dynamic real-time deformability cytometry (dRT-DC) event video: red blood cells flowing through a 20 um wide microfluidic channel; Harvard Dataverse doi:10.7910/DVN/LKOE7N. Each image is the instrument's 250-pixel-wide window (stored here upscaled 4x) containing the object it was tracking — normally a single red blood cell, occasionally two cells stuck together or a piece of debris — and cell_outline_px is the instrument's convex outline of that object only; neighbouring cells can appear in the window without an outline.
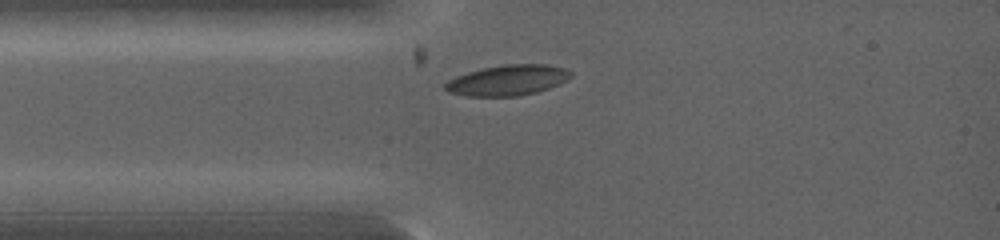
{"species": "common noctule bat (a hibernating species)", "species_latin": "Nyctalus noctula", "temperature_condition": "warm", "stored_images_in_passage": 10, "camera_frame_rate_fps": 5000, "um_per_image_px": 0.085, "animal": {"sex": "female", "body_mass_g": 19.0, "forearm_length_mm": 53.3}, "frame": {"image": 1, "passage_image": 1, "time_ms": 0.0, "image_size_px": [1000, 240], "cell_outline_px": [[572, 76], [568, 80], [548, 88], [536, 92], [516, 96], [468, 96], [448, 92], [444, 88], [444, 84], [448, 80], [456, 76], [468, 72], [484, 68], [504, 64], [548, 64], [564, 68], [572, 72]], "centroid_in_image_um": [43.16, 6.81], "position_along_channel_um": 41.8, "area_um2": 22.31}}
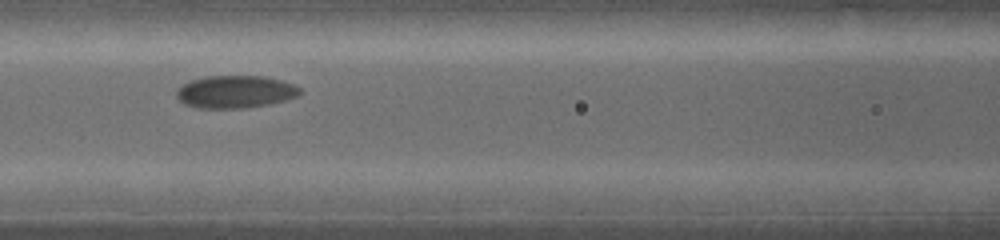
{"frame": {"image": 2, "passage_image": 6, "time_ms": 2.0, "image_size_px": [1000, 240], "cell_outline_px": [[300, 96], [268, 104], [240, 108], [200, 108], [184, 104], [176, 96], [176, 88], [192, 80], [204, 76], [264, 76], [280, 80], [292, 84], [300, 88]], "centroid_in_image_um": [19.98, 7.8], "position_along_channel_um": 146.6, "area_um2": 23.29}}
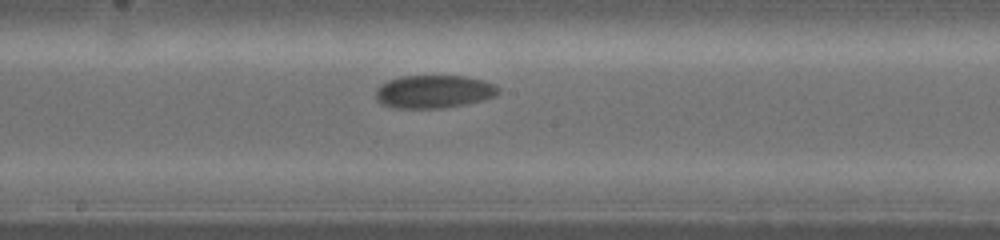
{"frame": {"image": 3, "passage_image": 9, "time_ms": 3.2, "image_size_px": [1000, 240], "cell_outline_px": [[500, 92], [496, 96], [484, 100], [468, 104], [444, 108], [396, 108], [384, 104], [376, 100], [376, 88], [380, 84], [388, 80], [404, 76], [464, 76], [484, 80], [500, 88]], "centroid_in_image_um": [36.9, 7.79], "position_along_channel_um": 211.3, "area_um2": 23.76}}